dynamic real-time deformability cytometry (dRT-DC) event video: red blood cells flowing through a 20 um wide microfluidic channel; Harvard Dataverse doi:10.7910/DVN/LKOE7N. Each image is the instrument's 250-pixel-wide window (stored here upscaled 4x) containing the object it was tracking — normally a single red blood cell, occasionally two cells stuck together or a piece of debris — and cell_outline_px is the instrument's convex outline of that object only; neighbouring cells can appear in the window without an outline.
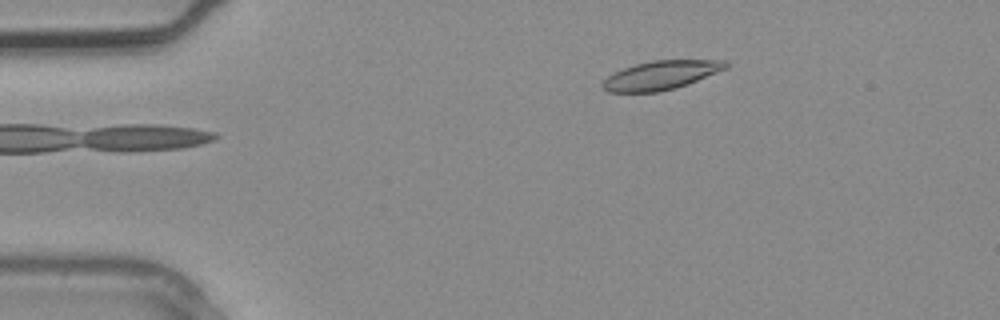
{"species": "common noctule bat (a hibernating species)", "species_latin": "Nyctalus noctula", "temperature_condition": "warm", "stored_images_in_passage": 4, "camera_frame_rate_fps": 3000, "um_per_image_px": 0.085, "animal": {"sex": "male", "body_mass_g": 20.4}, "frame": {"image": 1, "passage_image": 4, "time_ms": 1.0, "image_size_px": [1000, 320], "cell_outline_px": [[728, 68], [688, 84], [676, 88], [656, 92], [608, 92], [600, 84], [608, 76], [624, 68], [636, 64], [652, 60], [728, 60]], "centroid_in_image_um": [56.21, 6.39], "position_along_channel_um": 28.8, "area_um2": 20.63}}